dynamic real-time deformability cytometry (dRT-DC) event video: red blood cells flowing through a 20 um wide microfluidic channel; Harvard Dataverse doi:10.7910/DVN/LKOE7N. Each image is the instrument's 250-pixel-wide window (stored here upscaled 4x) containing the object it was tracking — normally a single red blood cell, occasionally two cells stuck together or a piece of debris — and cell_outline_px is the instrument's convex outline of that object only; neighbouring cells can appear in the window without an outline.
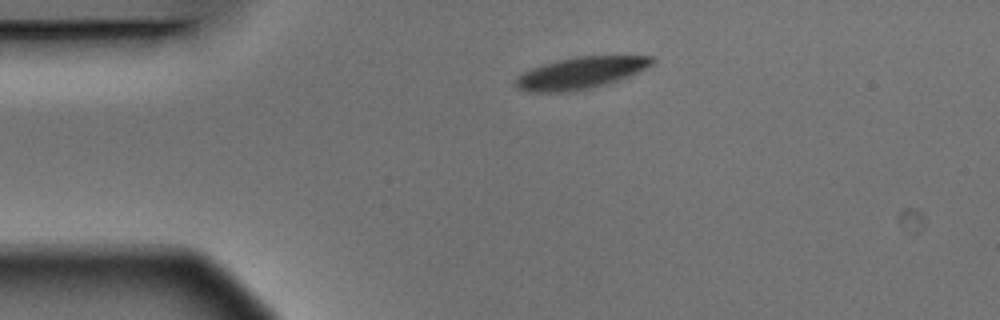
{"species": "Egyptian fruit bat (a non-hibernating species)", "species_latin": "Rousettus aegyptiacus", "temperature_condition": "warm", "stored_images_in_passage": 2, "camera_frame_rate_fps": 3000, "um_per_image_px": 0.085, "animal": {"sex": "male"}, "frame": {"image": 1, "passage_image": 1, "time_ms": 0.0, "image_size_px": [1000, 320], "cell_outline_px": [[656, 60], [652, 64], [628, 76], [604, 84], [588, 88], [560, 92], [528, 92], [516, 88], [516, 76], [532, 68], [544, 64], [576, 56], [652, 56]], "centroid_in_image_um": [49.31, 6.19], "position_along_channel_um": 35.7, "area_um2": 24.68}}